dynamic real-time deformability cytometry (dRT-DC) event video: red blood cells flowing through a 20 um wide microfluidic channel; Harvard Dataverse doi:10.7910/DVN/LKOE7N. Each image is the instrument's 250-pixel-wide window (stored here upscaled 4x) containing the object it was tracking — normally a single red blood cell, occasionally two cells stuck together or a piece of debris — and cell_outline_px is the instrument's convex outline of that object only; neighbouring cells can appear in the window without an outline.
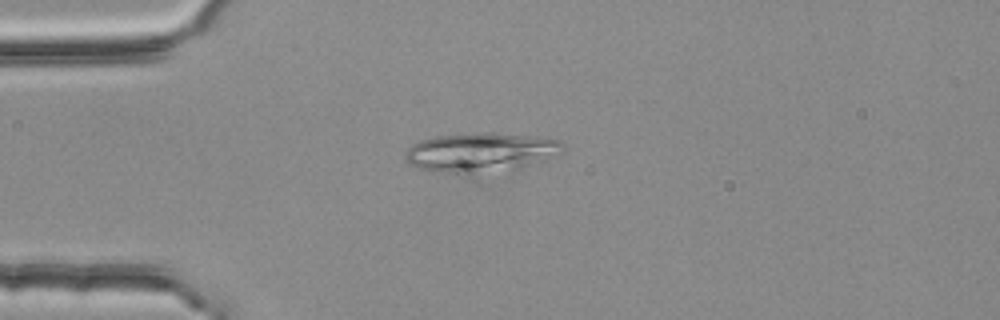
{"species": "common noctule bat (a hibernating species)", "species_latin": "Nyctalus noctula", "temperature_condition": "room temperature", "stored_images_in_passage": 4, "camera_frame_rate_fps": 3000, "um_per_image_px": 0.085, "animal": {"sex": "female", "body_mass_g": 25.1}, "frame": {"image": 1, "passage_image": 2, "time_ms": 0.333, "image_size_px": [1000, 320], "cell_outline_px": [[564, 144], [516, 172], [480, 184], [420, 168], [412, 164], [404, 156], [408, 148], [412, 144], [420, 140], [436, 136], [484, 132], [492, 132], [548, 136], [560, 140]], "centroid_in_image_um": [40.78, 13.11], "position_along_channel_um": 44.2, "area_um2": 39.07}}